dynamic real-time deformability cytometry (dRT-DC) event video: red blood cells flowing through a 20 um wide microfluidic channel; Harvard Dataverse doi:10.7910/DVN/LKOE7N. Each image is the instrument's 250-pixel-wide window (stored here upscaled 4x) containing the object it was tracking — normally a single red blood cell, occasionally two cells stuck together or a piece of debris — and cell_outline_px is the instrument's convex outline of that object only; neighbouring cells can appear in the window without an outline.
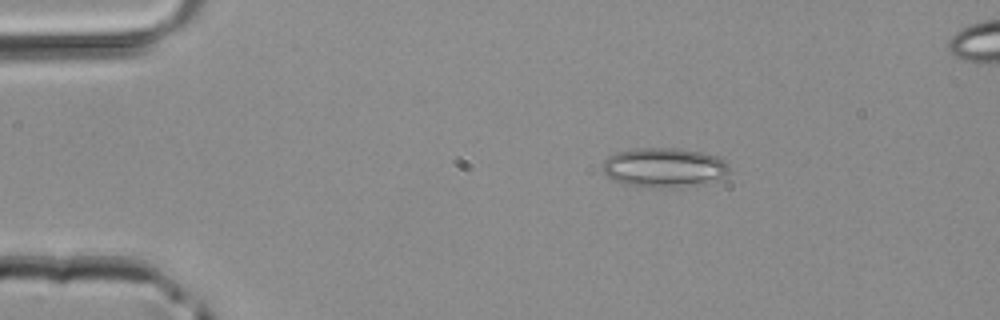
{"species": "common noctule bat (a hibernating species)", "species_latin": "Nyctalus noctula", "temperature_condition": "room temperature", "stored_images_in_passage": 3, "segment_of_instrument_passage": [1, 2], "camera_frame_rate_fps": 3000, "um_per_image_px": 0.085, "animal": {"sex": "male", "body_mass_g": 20.4}, "frame": {"image": 1, "passage_image": 1, "time_ms": 0.0, "image_size_px": [1000, 320], "cell_outline_px": [[728, 176], [680, 188], [640, 188], [620, 184], [608, 176], [604, 172], [604, 160], [608, 156], [616, 152], [636, 148], [680, 148], [704, 152], [716, 156], [724, 160], [728, 164]], "centroid_in_image_um": [56.43, 14.25], "position_along_channel_um": 28.6, "area_um2": 29.59}}